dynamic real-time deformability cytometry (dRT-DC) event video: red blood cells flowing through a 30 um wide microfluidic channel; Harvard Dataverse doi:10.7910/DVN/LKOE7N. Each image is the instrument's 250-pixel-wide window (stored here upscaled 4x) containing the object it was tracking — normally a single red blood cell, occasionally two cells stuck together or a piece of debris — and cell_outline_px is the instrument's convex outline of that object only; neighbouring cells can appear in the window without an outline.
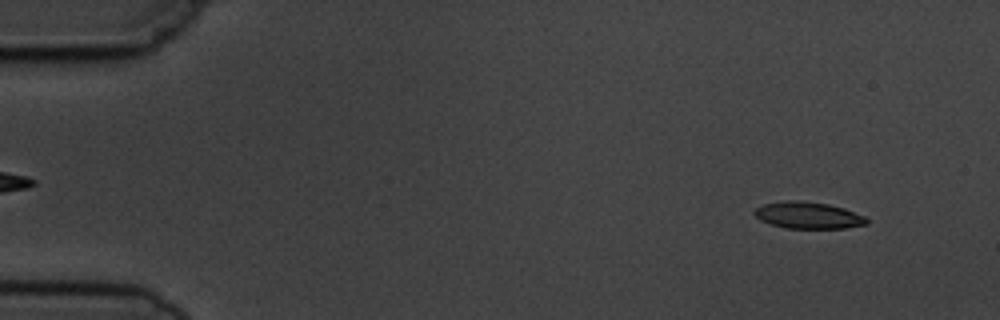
{"species": "common noctule bat (a hibernating species)", "species_latin": "Nyctalus noctula", "temperature_condition": "cold", "stored_images_in_passage": 14, "camera_frame_rate_fps": 3000, "um_per_image_px": 0.085, "animal": {"sex": "male", "body_mass_g": 19.5, "forearm_length_mm": 54.6}, "frame": {"image": 1, "passage_image": 1, "time_ms": 0.0, "image_size_px": [1000, 320], "cell_outline_px": [[868, 224], [844, 228], [788, 228], [772, 224], [760, 220], [752, 212], [756, 208], [764, 204], [784, 200], [800, 200], [828, 204], [844, 208], [864, 216], [868, 220]], "centroid_in_image_um": [68.69, 18.29], "position_along_channel_um": 16.3, "area_um2": 17.4}}
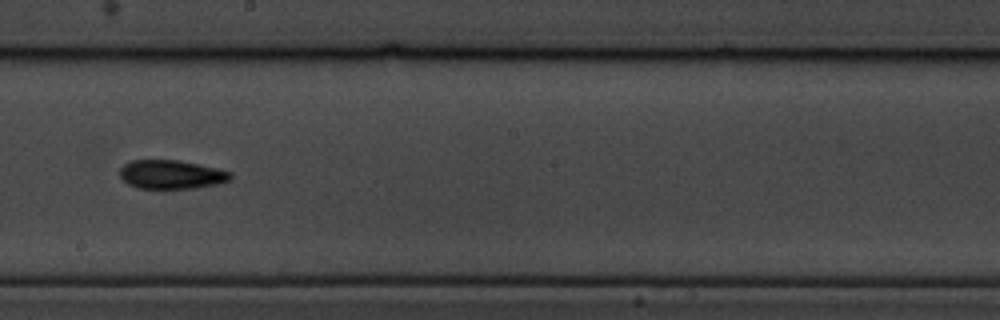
{"frame": {"image": 2, "passage_image": 8, "time_ms": 8.667, "image_size_px": [1000, 320], "cell_outline_px": [[232, 176], [228, 180], [216, 184], [196, 188], [136, 188], [128, 184], [120, 176], [120, 168], [124, 164], [132, 160], [176, 160], [216, 168], [232, 172]], "centroid_in_image_um": [14.54, 14.83], "position_along_channel_um": 233.7, "area_um2": 18.38}}
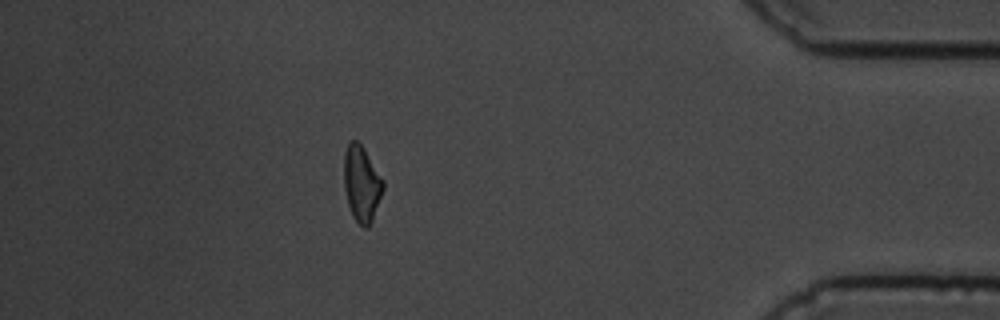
{"frame": {"image": 3, "passage_image": 13, "time_ms": 14.333, "image_size_px": [1000, 320], "cell_outline_px": [[384, 188], [372, 220], [368, 228], [364, 228], [352, 216], [348, 204], [344, 188], [344, 152], [348, 140], [356, 140], [364, 148], [384, 180]], "centroid_in_image_um": [30.73, 15.59], "position_along_channel_um": 404.5, "area_um2": 17.4}, "authors_computed_cell_mechanics": {"area_um2": 17.918, "velocity_mm_per_s": 3.7557, "shape_relaxation_time_tau1_ms": 7.4737, "shape_relaxation_time_tau2_ms": 6.4815, "deformation_change_tau1": 0.1769, "deformation_change_tau2": 0.141}}